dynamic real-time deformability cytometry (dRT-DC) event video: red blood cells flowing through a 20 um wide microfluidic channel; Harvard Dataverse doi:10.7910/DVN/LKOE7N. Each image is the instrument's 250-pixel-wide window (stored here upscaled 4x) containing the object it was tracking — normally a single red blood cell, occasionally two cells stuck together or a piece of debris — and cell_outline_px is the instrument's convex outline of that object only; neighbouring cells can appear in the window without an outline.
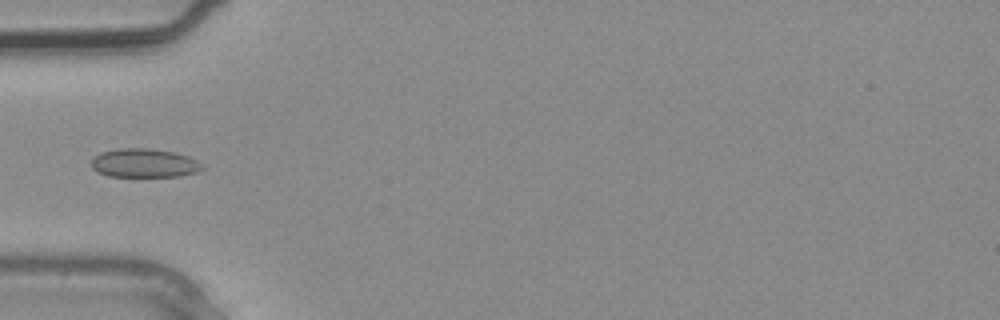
{"species": "common noctule bat (a hibernating species)", "species_latin": "Nyctalus noctula", "temperature_condition": "warm", "stored_images_in_passage": 5, "camera_frame_rate_fps": 3000, "um_per_image_px": 0.085, "animal": {"sex": "male", "body_mass_g": 20.4}, "frame": {"image": 1, "passage_image": 5, "time_ms": 1.333, "image_size_px": [1000, 320], "cell_outline_px": [[208, 168], [196, 172], [180, 176], [108, 176], [96, 172], [92, 168], [92, 156], [100, 152], [116, 148], [148, 148], [176, 152], [188, 156], [204, 164]], "centroid_in_image_um": [12.27, 13.85], "position_along_channel_um": 72.7, "area_um2": 18.96}}